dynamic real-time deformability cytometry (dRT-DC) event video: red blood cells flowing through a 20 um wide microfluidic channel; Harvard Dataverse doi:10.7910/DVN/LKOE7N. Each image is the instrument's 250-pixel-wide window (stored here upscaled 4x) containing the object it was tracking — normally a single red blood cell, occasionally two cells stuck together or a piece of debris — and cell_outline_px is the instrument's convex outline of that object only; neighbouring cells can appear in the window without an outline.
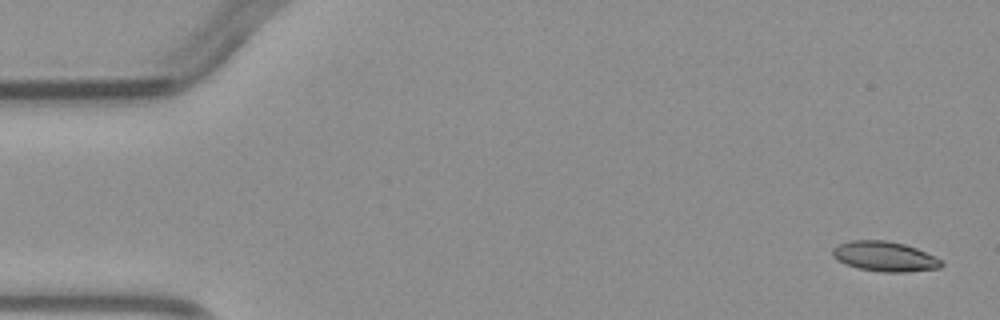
{"species": "common noctule bat (a hibernating species)", "species_latin": "Nyctalus noctula", "temperature_condition": "warm", "stored_images_in_passage": 4, "camera_frame_rate_fps": 3000, "um_per_image_px": 0.085, "animal": {"sex": "male", "body_mass_g": 23.1, "forearm_length_mm": 52.7}, "frame": {"image": 1, "passage_image": 1, "time_ms": 0.0, "image_size_px": [1000, 320], "cell_outline_px": [[944, 264], [940, 268], [904, 272], [880, 272], [860, 268], [848, 264], [832, 256], [832, 248], [840, 244], [852, 240], [888, 240], [904, 244], [916, 248], [936, 256], [944, 260]], "centroid_in_image_um": [75.26, 21.79], "position_along_channel_um": 9.7, "area_um2": 18.96}}
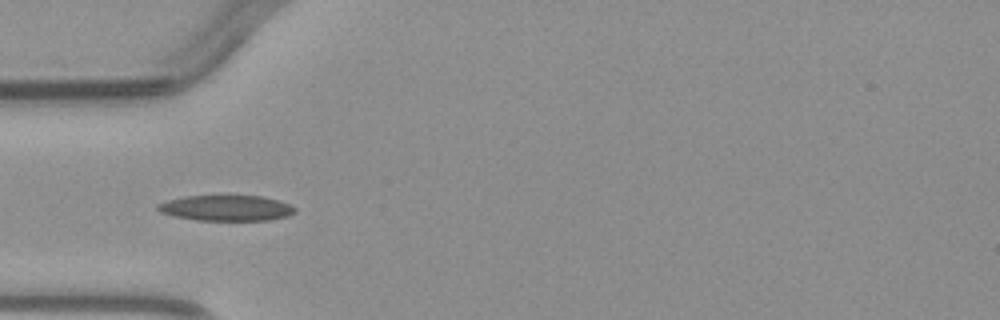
{"frame": {"image": 2, "passage_image": 4, "time_ms": 4.333, "image_size_px": [1000, 320], "cell_outline_px": [[296, 212], [288, 216], [268, 220], [196, 220], [176, 216], [160, 212], [156, 208], [156, 204], [168, 200], [184, 196], [264, 196], [280, 200], [292, 204], [296, 208]], "centroid_in_image_um": [19.28, 17.67], "position_along_channel_um": 65.7, "area_um2": 20.58}}